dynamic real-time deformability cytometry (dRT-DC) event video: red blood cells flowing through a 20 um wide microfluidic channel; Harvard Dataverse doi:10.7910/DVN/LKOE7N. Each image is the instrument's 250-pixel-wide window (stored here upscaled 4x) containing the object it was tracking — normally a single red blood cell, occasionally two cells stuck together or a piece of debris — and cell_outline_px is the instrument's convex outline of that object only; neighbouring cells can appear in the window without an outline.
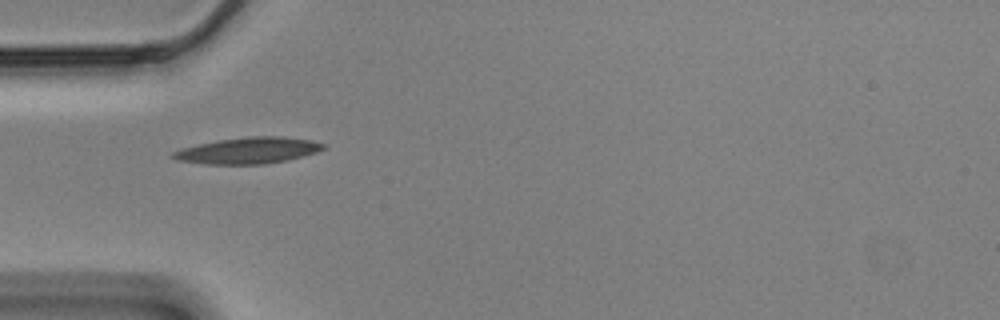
{"species": "Egyptian fruit bat (a non-hibernating species)", "species_latin": "Rousettus aegyptiacus", "temperature_condition": "cold", "stored_images_in_passage": 25, "camera_frame_rate_fps": 3000, "um_per_image_px": 0.085, "animal": {"sex": "male"}, "frame": {"image": 1, "passage_image": 1, "time_ms": 0.0, "image_size_px": [1000, 320], "cell_outline_px": [[324, 148], [316, 152], [304, 156], [288, 160], [264, 164], [204, 164], [176, 160], [168, 156], [172, 152], [180, 148], [220, 140], [252, 136], [284, 136], [312, 140], [324, 144]], "centroid_in_image_um": [21.07, 12.8], "position_along_channel_um": 63.9, "area_um2": 23.06}}